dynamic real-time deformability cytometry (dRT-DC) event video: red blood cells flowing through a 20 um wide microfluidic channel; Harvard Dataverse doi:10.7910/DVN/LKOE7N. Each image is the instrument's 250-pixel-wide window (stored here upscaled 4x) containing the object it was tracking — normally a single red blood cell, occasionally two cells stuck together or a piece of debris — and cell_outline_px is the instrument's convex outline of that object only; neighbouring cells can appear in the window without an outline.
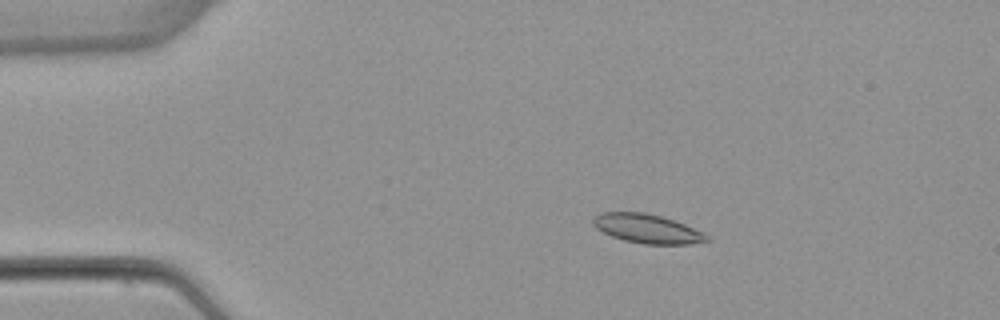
{"species": "common noctule bat (a hibernating species)", "species_latin": "Nyctalus noctula", "temperature_condition": "warm", "stored_images_in_passage": 44, "camera_frame_rate_fps": 3000, "um_per_image_px": 0.085, "animal": {"sex": "female", "body_mass_g": 22.7, "forearm_length_mm": 54.2}, "frame": {"image": 1, "passage_image": 1, "time_ms": 0.0, "image_size_px": [1000, 320], "cell_outline_px": [[712, 240], [688, 244], [644, 244], [624, 240], [612, 236], [596, 228], [592, 224], [592, 216], [600, 212], [644, 212], [660, 216], [684, 224], [704, 232]], "centroid_in_image_um": [54.99, 19.43], "position_along_channel_um": 30.0, "area_um2": 19.25}}
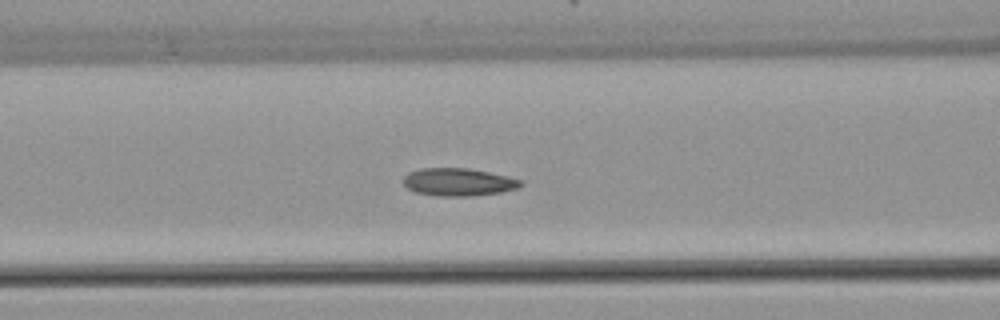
{"frame": {"image": 2, "passage_image": 13, "time_ms": 4.0, "image_size_px": [1000, 320], "cell_outline_px": [[524, 184], [516, 188], [500, 192], [472, 196], [444, 196], [416, 192], [408, 188], [404, 184], [404, 176], [408, 172], [420, 168], [468, 168], [508, 176], [524, 180]], "centroid_in_image_um": [38.99, 15.46], "position_along_channel_um": 127.6, "area_um2": 18.9}}
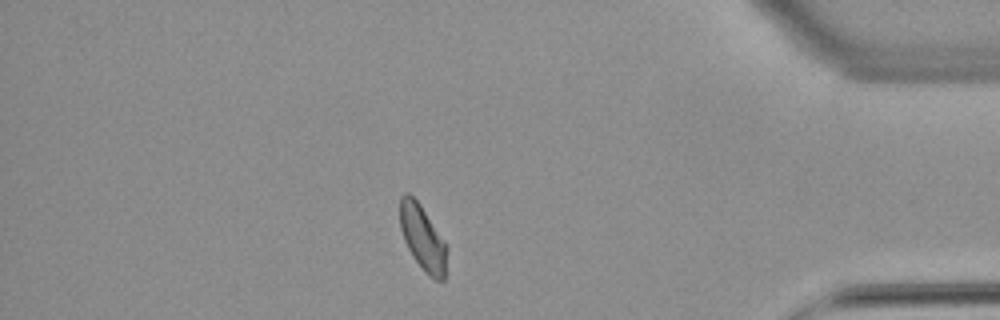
{"frame": {"image": 3, "passage_image": 37, "time_ms": 12.0, "image_size_px": [1000, 320], "cell_outline_px": [[448, 248], [444, 280], [436, 280], [428, 276], [424, 272], [412, 256], [404, 240], [400, 228], [400, 196], [404, 192], [408, 192], [420, 204], [444, 240]], "centroid_in_image_um": [35.93, 20.23], "position_along_channel_um": 399.3, "area_um2": 17.92}, "authors_computed_cell_mechanics": {"area_um2": 18.3226, "velocity_mm_per_s": 3.8701, "shape_relaxation_time_tau1_ms": 7.793, "shape_relaxation_time_tau2_ms": 2.8087, "deformation_change_tau1": 0.1675, "deformation_change_tau2": 0.0832}}